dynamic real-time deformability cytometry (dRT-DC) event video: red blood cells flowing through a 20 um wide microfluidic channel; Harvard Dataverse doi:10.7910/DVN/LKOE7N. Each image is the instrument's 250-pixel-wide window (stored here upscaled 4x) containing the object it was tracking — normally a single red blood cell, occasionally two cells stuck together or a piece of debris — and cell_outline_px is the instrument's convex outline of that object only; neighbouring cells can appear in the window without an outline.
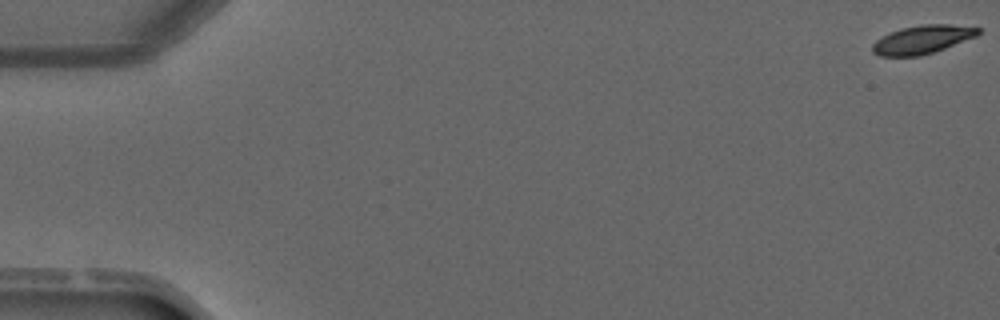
{"species": "common noctule bat (a hibernating species)", "species_latin": "Nyctalus noctula", "temperature_condition": "warm", "stored_images_in_passage": 6, "camera_frame_rate_fps": 3000, "um_per_image_px": 0.085, "animal": {"sex": "male", "forearm_length_mm": 52.5}, "frame": {"image": 1, "passage_image": 1, "time_ms": 0.0, "image_size_px": [1000, 320], "cell_outline_px": [[980, 32], [976, 36], [944, 48], [920, 56], [880, 56], [872, 52], [872, 44], [876, 40], [900, 28], [920, 24], [952, 24], [980, 28]], "centroid_in_image_um": [78.38, 3.35], "position_along_channel_um": 6.6, "area_um2": 17.34}}
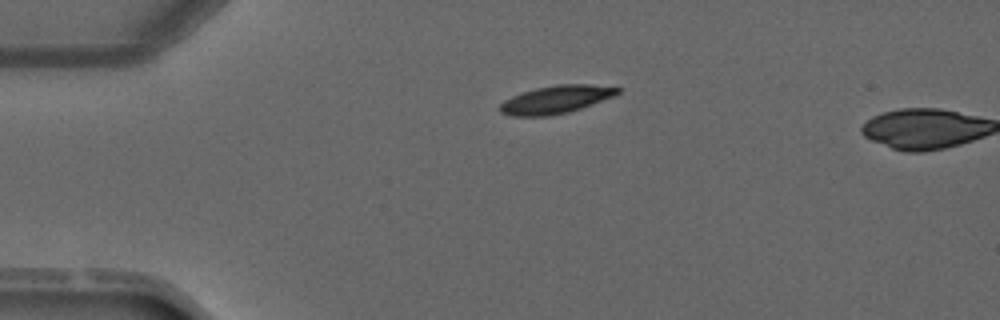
{"frame": {"image": 2, "passage_image": 4, "time_ms": 3.333, "image_size_px": [1000, 320], "cell_outline_px": [[620, 92], [612, 96], [580, 108], [568, 112], [548, 116], [512, 116], [500, 112], [500, 104], [504, 100], [512, 96], [536, 88], [556, 84], [588, 84], [620, 88]], "centroid_in_image_um": [47.21, 8.46], "position_along_channel_um": 37.8, "area_um2": 18.79}}
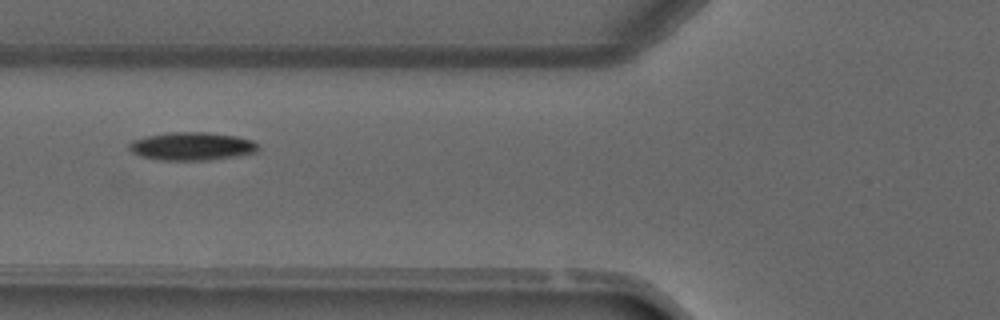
{"frame": {"image": 3, "passage_image": 6, "time_ms": 5.667, "image_size_px": [1000, 320], "cell_outline_px": [[260, 148], [256, 152], [236, 156], [208, 160], [160, 160], [140, 156], [132, 152], [128, 148], [128, 144], [132, 140], [144, 136], [168, 132], [208, 132], [236, 136], [252, 140], [260, 144]], "centroid_in_image_um": [16.3, 12.42], "position_along_channel_um": 109.5, "area_um2": 21.39}}